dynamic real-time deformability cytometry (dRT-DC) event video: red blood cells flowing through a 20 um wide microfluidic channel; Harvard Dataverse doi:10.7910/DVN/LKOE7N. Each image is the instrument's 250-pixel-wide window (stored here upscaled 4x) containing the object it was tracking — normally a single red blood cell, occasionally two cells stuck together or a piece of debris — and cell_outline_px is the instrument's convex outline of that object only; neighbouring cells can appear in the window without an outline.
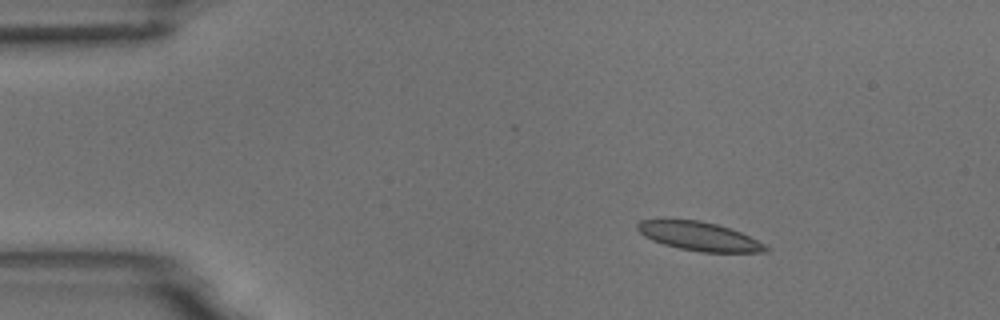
{"species": "common noctule bat (a hibernating species)", "species_latin": "Nyctalus noctula", "temperature_condition": "room temperature", "stored_images_in_passage": 4, "camera_frame_rate_fps": 3000, "um_per_image_px": 0.085, "animal": {"sex": "male", "body_mass_g": 18.8}, "frame": {"image": 1, "passage_image": 2, "time_ms": 1.0, "image_size_px": [1000, 320], "cell_outline_px": [[772, 248], [768, 252], [700, 252], [680, 248], [664, 244], [652, 240], [644, 236], [636, 228], [636, 224], [640, 220], [700, 220], [716, 224], [740, 232]], "centroid_in_image_um": [59.44, 20.09], "position_along_channel_um": 25.6, "area_um2": 21.27}}